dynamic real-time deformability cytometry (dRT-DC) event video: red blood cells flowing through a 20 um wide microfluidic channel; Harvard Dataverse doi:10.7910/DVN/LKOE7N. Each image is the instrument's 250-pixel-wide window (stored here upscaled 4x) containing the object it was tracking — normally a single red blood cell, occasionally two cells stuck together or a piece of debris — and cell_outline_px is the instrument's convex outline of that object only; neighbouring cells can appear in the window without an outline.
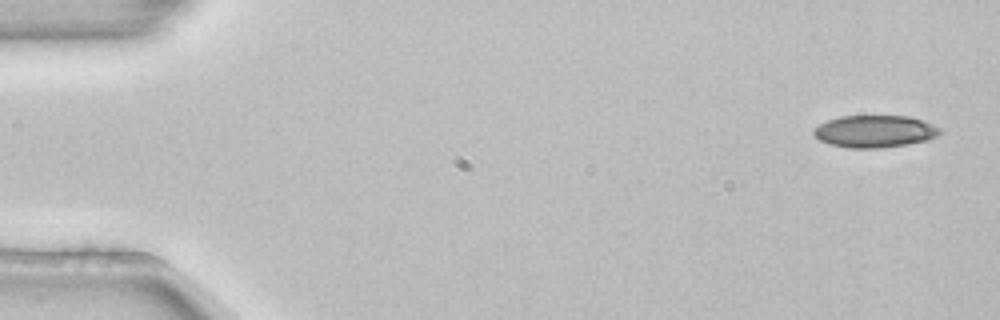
{"species": "common noctule bat (a hibernating species)", "species_latin": "Nyctalus noctula", "temperature_condition": "room temperature", "stored_images_in_passage": 4, "camera_frame_rate_fps": 3000, "um_per_image_px": 0.085, "animal": {"sex": "female", "body_mass_g": 22.7, "forearm_length_mm": 54.2}, "frame": {"image": 1, "passage_image": 1, "time_ms": 0.0, "image_size_px": [1000, 320], "cell_outline_px": [[940, 132], [936, 136], [928, 140], [908, 144], [880, 148], [848, 148], [828, 144], [820, 140], [812, 132], [820, 124], [828, 120], [840, 116], [908, 116], [924, 120], [940, 128]], "centroid_in_image_um": [74.36, 11.17], "position_along_channel_um": 10.6, "area_um2": 23.64}}
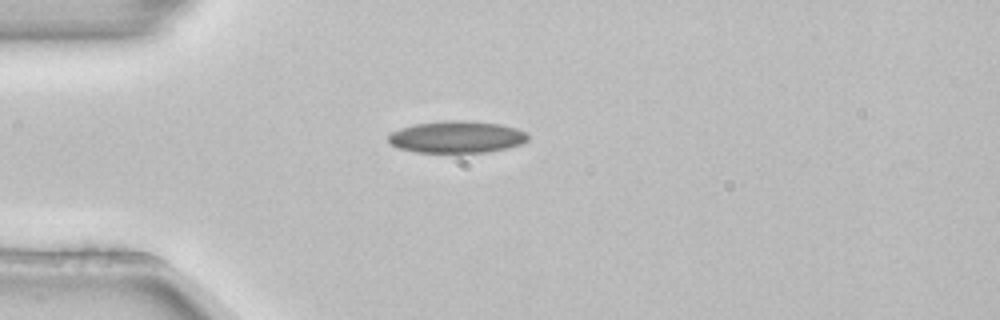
{"frame": {"image": 2, "passage_image": 4, "time_ms": 1.0, "image_size_px": [1000, 320], "cell_outline_px": [[528, 140], [520, 144], [508, 148], [484, 152], [416, 152], [400, 148], [392, 144], [388, 140], [388, 136], [392, 132], [400, 128], [416, 124], [452, 120], [464, 120], [500, 124], [516, 128], [524, 132], [528, 136]], "centroid_in_image_um": [38.83, 11.64], "position_along_channel_um": 46.2, "area_um2": 25.66}}